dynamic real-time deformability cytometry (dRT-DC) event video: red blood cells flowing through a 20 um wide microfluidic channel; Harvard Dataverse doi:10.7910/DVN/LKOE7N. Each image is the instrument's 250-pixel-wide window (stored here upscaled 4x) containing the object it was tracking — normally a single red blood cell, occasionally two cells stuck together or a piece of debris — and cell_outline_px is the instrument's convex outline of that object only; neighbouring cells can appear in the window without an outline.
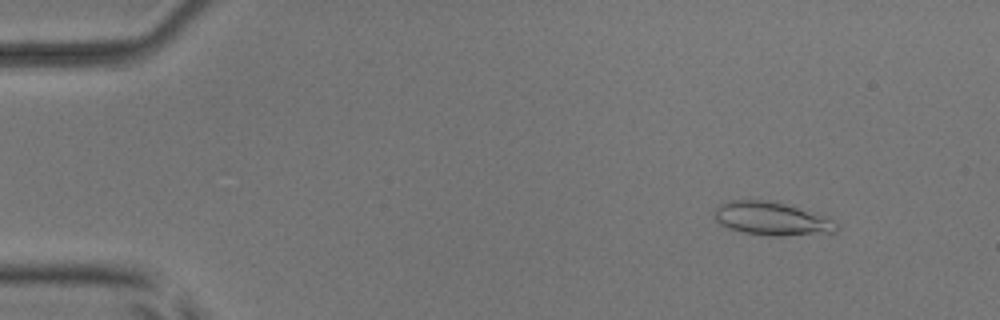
{"species": "common noctule bat (a hibernating species)", "species_latin": "Nyctalus noctula", "temperature_condition": "room temperature", "stored_images_in_passage": 51, "camera_frame_rate_fps": 3000, "um_per_image_px": 0.085, "animal": {"sex": "male", "body_mass_g": 17.9, "forearm_length_mm": 54.2}, "frame": {"image": 1, "passage_image": 5, "time_ms": 1.333, "image_size_px": [1000, 320], "cell_outline_px": [[840, 224], [836, 232], [784, 236], [768, 236], [744, 232], [728, 228], [720, 224], [716, 220], [716, 208], [720, 204], [728, 200], [780, 200], [832, 220]], "centroid_in_image_um": [65.62, 18.57], "position_along_channel_um": 19.4, "area_um2": 23.93}}
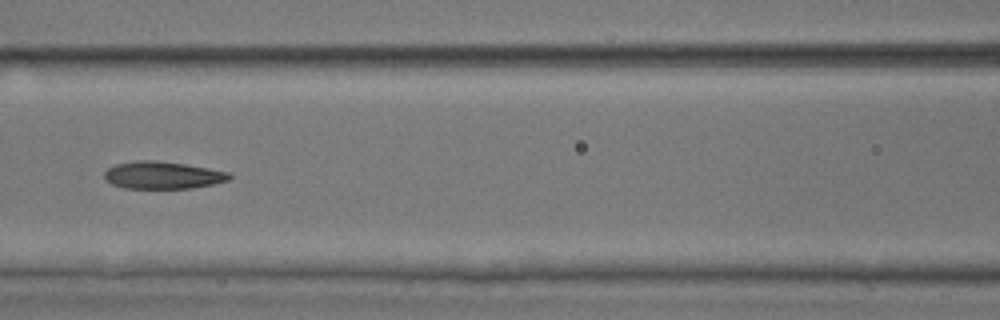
{"frame": {"image": 2, "passage_image": 23, "time_ms": 7.333, "image_size_px": [1000, 320], "cell_outline_px": [[232, 176], [228, 180], [212, 184], [192, 188], [124, 188], [112, 184], [104, 176], [104, 172], [108, 168], [116, 164], [136, 160], [156, 160], [184, 164], [208, 168], [228, 172]], "centroid_in_image_um": [13.81, 14.88], "position_along_channel_um": 152.8, "area_um2": 19.77}}
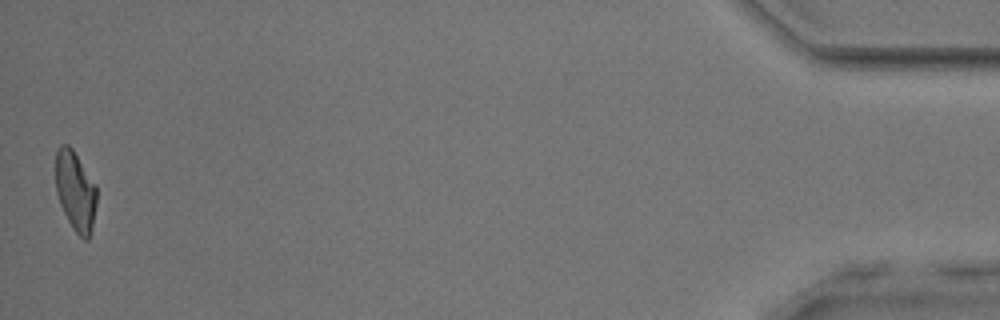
{"frame": {"image": 3, "passage_image": 51, "time_ms": 16.667, "image_size_px": [1000, 320], "cell_outline_px": [[96, 204], [92, 232], [88, 240], [84, 240], [72, 228], [60, 204], [56, 192], [56, 148], [60, 144], [68, 144], [72, 148], [96, 184]], "centroid_in_image_um": [6.42, 16.24], "position_along_channel_um": 428.8, "area_um2": 19.25}, "authors_computed_cell_mechanics": {"area_um2": 20.2878, "velocity_mm_per_s": 3.9462, "shape_relaxation_time_tau1_ms": 4.3983, "shape_relaxation_time_tau2_ms": 2.1289, "deformation_change_tau1": 0.1735, "deformation_change_tau2": 0.1076}}